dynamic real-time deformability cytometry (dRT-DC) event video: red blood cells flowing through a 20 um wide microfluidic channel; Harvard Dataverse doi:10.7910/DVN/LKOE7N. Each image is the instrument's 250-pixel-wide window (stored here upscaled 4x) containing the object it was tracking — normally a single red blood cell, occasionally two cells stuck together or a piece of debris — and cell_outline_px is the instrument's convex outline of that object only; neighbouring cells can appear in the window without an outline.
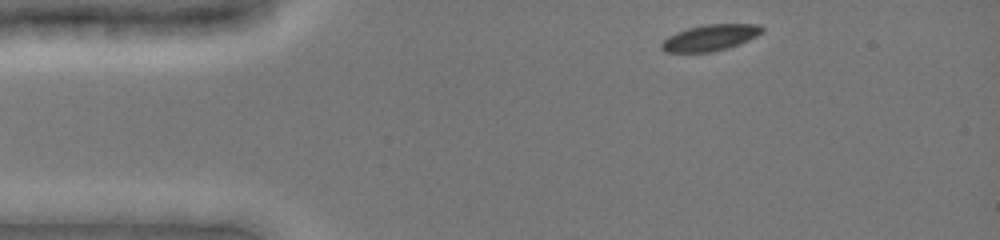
{"species": "common noctule bat (a hibernating species)", "species_latin": "Nyctalus noctula", "temperature_condition": "cold", "stored_images_in_passage": 11, "camera_frame_rate_fps": 3000, "um_per_image_px": 0.085, "animal": {"sex": "female", "body_mass_g": 19.0, "forearm_length_mm": 51.5}, "frame": {"image": 1, "passage_image": 1, "time_ms": 0.0, "image_size_px": [1000, 240], "cell_outline_px": [[764, 32], [748, 40], [712, 52], [664, 52], [660, 48], [660, 44], [668, 36], [676, 32], [688, 28], [704, 24], [760, 24], [764, 28]], "centroid_in_image_um": [60.34, 3.19], "position_along_channel_um": 24.7, "area_um2": 15.26}}
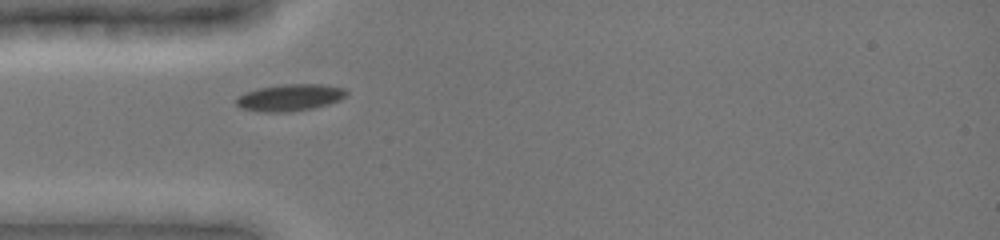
{"frame": {"image": 2, "passage_image": 6, "time_ms": 2.333, "image_size_px": [1000, 240], "cell_outline_px": [[348, 92], [340, 100], [328, 104], [312, 108], [292, 112], [264, 112], [240, 108], [236, 104], [236, 100], [244, 92], [260, 88], [284, 84], [320, 84], [344, 88]], "centroid_in_image_um": [24.64, 8.3], "position_along_channel_um": 60.4, "area_um2": 17.11}}
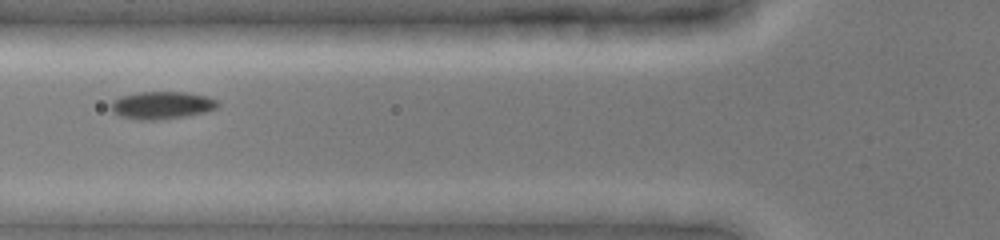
{"frame": {"image": 3, "passage_image": 9, "time_ms": 3.667, "image_size_px": [1000, 240], "cell_outline_px": [[220, 104], [216, 108], [204, 112], [188, 116], [156, 120], [140, 120], [120, 116], [112, 112], [112, 100], [120, 96], [140, 92], [188, 92], [204, 96], [216, 100]], "centroid_in_image_um": [13.74, 8.95], "position_along_channel_um": 112.1, "area_um2": 17.11}}